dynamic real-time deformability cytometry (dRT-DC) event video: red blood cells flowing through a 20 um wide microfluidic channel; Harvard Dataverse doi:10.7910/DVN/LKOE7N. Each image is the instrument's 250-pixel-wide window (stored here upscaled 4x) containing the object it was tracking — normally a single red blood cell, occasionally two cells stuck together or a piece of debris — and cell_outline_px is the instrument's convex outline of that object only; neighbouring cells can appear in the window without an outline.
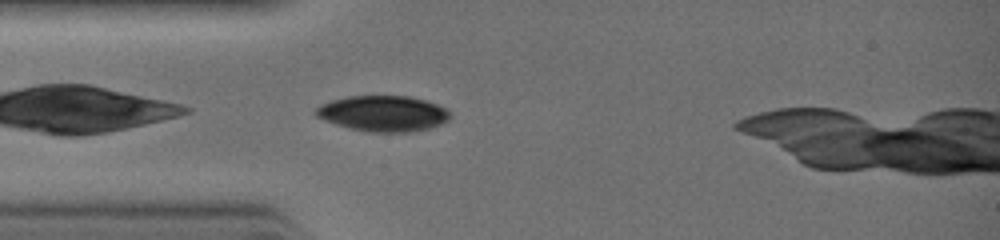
{"species": "common noctule bat (a hibernating species)", "species_latin": "Nyctalus noctula", "temperature_condition": "warm", "stored_images_in_passage": 21, "camera_frame_rate_fps": 3000, "um_per_image_px": 0.085, "animal": {"sex": "female", "body_mass_g": 19.0, "forearm_length_mm": 51.5}, "frame": {"image": 1, "passage_image": 1, "time_ms": 0.0, "image_size_px": [1000, 240], "cell_outline_px": [[452, 116], [448, 120], [440, 124], [428, 128], [408, 132], [368, 132], [336, 124], [324, 120], [316, 116], [312, 112], [316, 108], [332, 100], [348, 96], [412, 96], [436, 104], [444, 108]], "centroid_in_image_um": [32.55, 9.64], "position_along_channel_um": 52.4, "area_um2": 27.74}}